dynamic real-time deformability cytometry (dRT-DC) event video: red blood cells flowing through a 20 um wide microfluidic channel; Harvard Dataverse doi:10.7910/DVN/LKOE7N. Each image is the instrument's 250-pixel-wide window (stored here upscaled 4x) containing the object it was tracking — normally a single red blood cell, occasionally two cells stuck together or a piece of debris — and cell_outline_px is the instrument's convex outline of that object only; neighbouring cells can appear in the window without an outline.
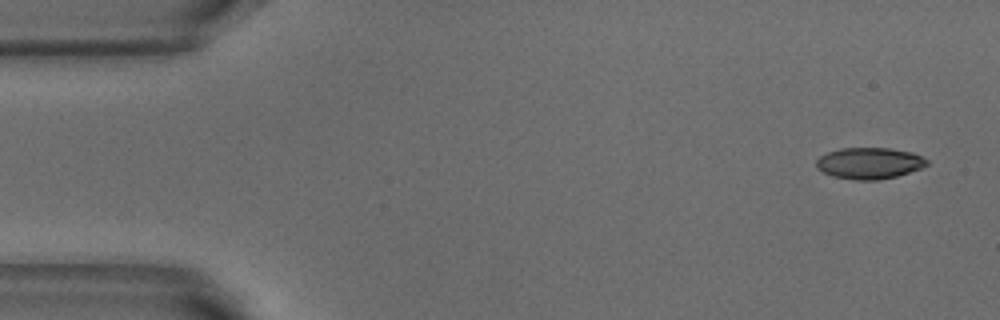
{"species": "common noctule bat (a hibernating species)", "species_latin": "Nyctalus noctula", "temperature_condition": "warm", "stored_images_in_passage": 5, "camera_frame_rate_fps": 3000, "um_per_image_px": 0.085, "animal": {"sex": "male", "body_mass_g": 18.8}, "frame": {"image": 1, "passage_image": 1, "time_ms": 0.0, "image_size_px": [1000, 320], "cell_outline_px": [[928, 164], [920, 168], [896, 176], [880, 180], [856, 180], [832, 176], [816, 168], [816, 160], [820, 156], [828, 152], [840, 148], [888, 148], [912, 152], [928, 160]], "centroid_in_image_um": [73.87, 13.87], "position_along_channel_um": 11.1, "area_um2": 20.11}}
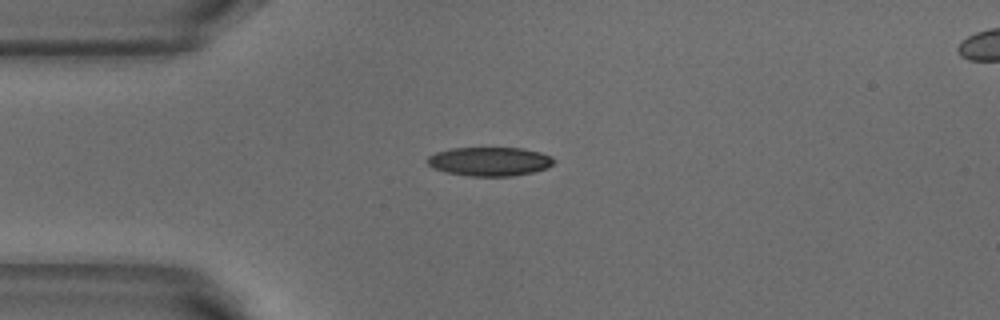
{"frame": {"image": 2, "passage_image": 3, "time_ms": 0.667, "image_size_px": [1000, 320], "cell_outline_px": [[556, 160], [548, 168], [532, 172], [512, 176], [468, 176], [444, 172], [432, 168], [424, 160], [428, 156], [436, 152], [448, 148], [520, 148], [540, 152], [552, 156]], "centroid_in_image_um": [41.58, 13.72], "position_along_channel_um": 43.4, "area_um2": 21.56}}
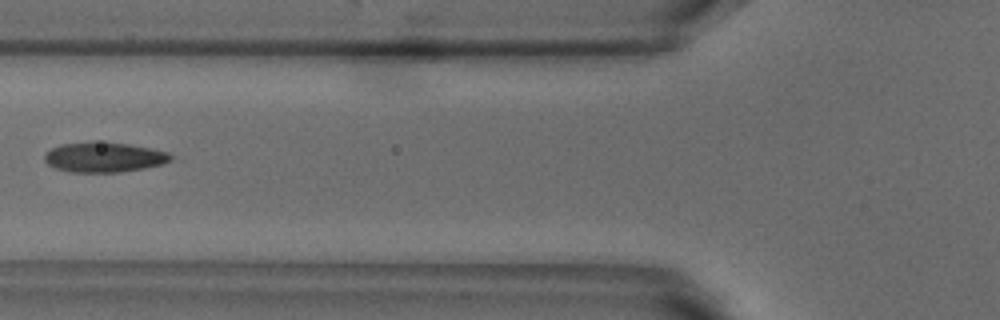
{"frame": {"image": 3, "passage_image": 5, "time_ms": 1.333, "image_size_px": [1000, 320], "cell_outline_px": [[172, 160], [164, 164], [144, 168], [116, 172], [68, 172], [56, 168], [48, 164], [44, 160], [44, 156], [52, 148], [60, 144], [92, 140], [128, 144], [168, 152], [172, 156]], "centroid_in_image_um": [8.82, 13.35], "position_along_channel_um": 117.0, "area_um2": 22.2}}